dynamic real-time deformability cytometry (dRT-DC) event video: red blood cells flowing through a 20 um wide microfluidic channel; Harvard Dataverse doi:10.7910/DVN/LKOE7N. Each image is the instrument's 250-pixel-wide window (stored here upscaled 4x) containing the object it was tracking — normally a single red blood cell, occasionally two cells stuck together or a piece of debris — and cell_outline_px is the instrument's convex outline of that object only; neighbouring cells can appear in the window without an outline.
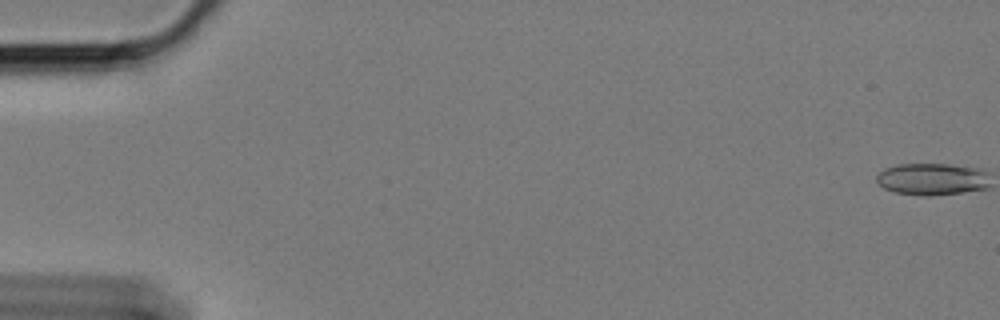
{"species": "Egyptian fruit bat (a non-hibernating species)", "species_latin": "Rousettus aegyptiacus", "temperature_condition": "cold", "stored_images_in_passage": 60, "camera_frame_rate_fps": 3000, "um_per_image_px": 0.085, "animal": {"sex": "female"}, "frame": {"image": 1, "passage_image": 1, "time_ms": 0.0, "image_size_px": [1000, 320], "cell_outline_px": [[976, 188], [956, 192], [900, 192], [888, 188], [892, 168], [916, 164], [932, 164], [960, 168], [968, 172]], "centroid_in_image_um": [79.04, 15.21], "position_along_channel_um": 6.0, "area_um2": 14.91}}
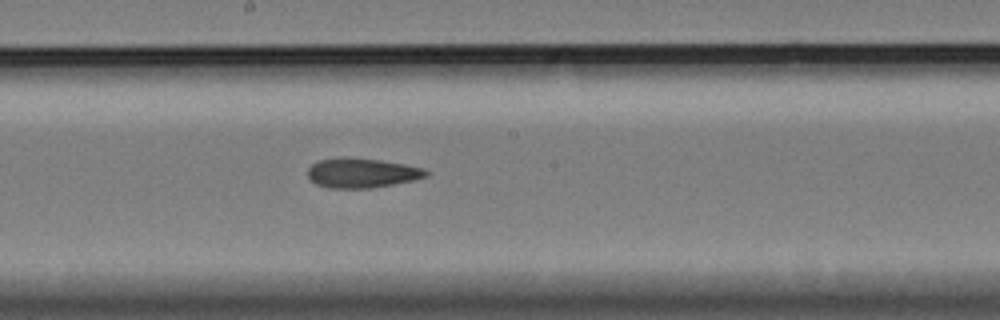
{"frame": {"image": 2, "passage_image": 33, "time_ms": 10.667, "image_size_px": [1000, 320], "cell_outline_px": [[424, 172], [420, 176], [404, 180], [384, 184], [324, 184], [316, 180], [308, 172], [316, 164], [328, 160], [368, 160], [396, 164], [416, 168]], "centroid_in_image_um": [30.74, 14.65], "position_along_channel_um": 217.5, "area_um2": 15.78}}
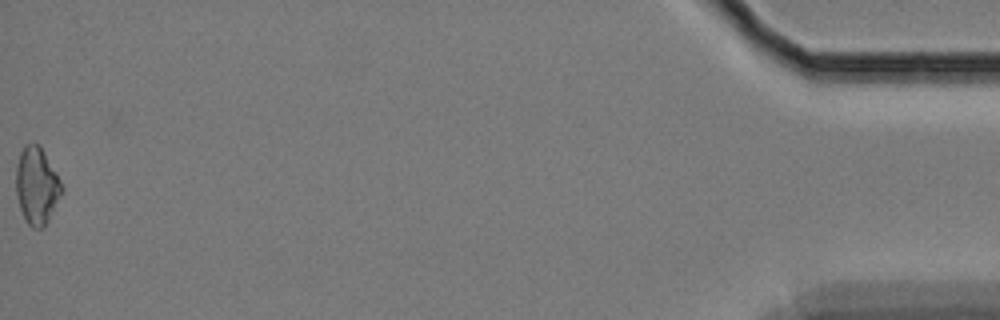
{"frame": {"image": 3, "passage_image": 60, "time_ms": 19.667, "image_size_px": [1000, 320], "cell_outline_px": [[60, 192], [44, 220], [28, 220], [20, 204], [16, 184], [16, 180], [20, 156], [24, 148], [40, 148], [56, 176], [60, 184]], "centroid_in_image_um": [3.08, 15.67], "position_along_channel_um": 432.1, "area_um2": 16.82}}